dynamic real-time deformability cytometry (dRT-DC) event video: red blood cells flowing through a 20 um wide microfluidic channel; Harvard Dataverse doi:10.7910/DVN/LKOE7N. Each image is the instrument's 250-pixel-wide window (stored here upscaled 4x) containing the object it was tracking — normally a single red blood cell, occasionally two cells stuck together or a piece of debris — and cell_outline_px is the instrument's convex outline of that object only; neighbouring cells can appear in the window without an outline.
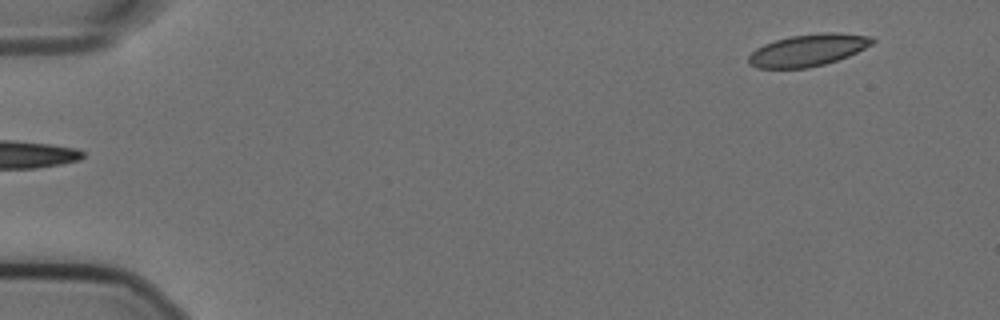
{"species": "Egyptian fruit bat (a non-hibernating species)", "species_latin": "Rousettus aegyptiacus", "temperature_condition": "cold", "stored_images_in_passage": 40, "camera_frame_rate_fps": 3000, "um_per_image_px": 0.085, "animal": {"sex": "female"}, "frame": {"image": 1, "passage_image": 1, "time_ms": 0.0, "image_size_px": [1000, 320], "cell_outline_px": [[876, 40], [872, 44], [848, 56], [824, 64], [808, 68], [756, 68], [748, 64], [748, 56], [756, 48], [764, 44], [776, 40], [792, 36], [824, 32], [836, 32], [872, 36]], "centroid_in_image_um": [68.67, 4.26], "position_along_channel_um": 16.3, "area_um2": 23.0}}
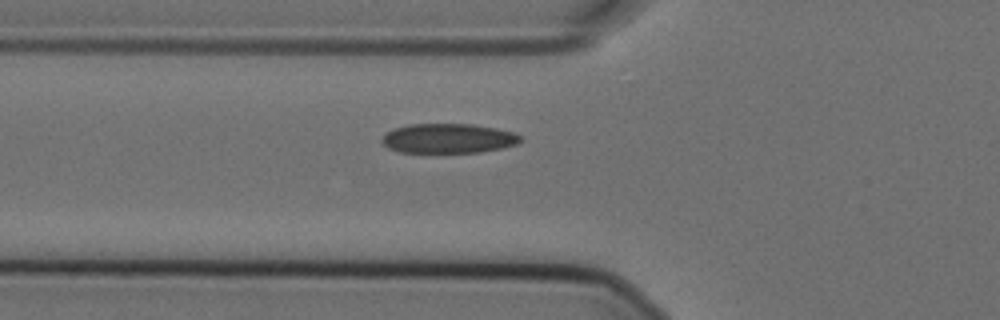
{"frame": {"image": 2, "passage_image": 17, "time_ms": 5.333, "image_size_px": [1000, 320], "cell_outline_px": [[520, 140], [516, 144], [500, 148], [480, 152], [400, 152], [388, 148], [380, 140], [392, 128], [408, 124], [472, 124], [496, 128], [516, 132], [520, 136]], "centroid_in_image_um": [38.09, 11.75], "position_along_channel_um": 87.7, "area_um2": 23.81}}
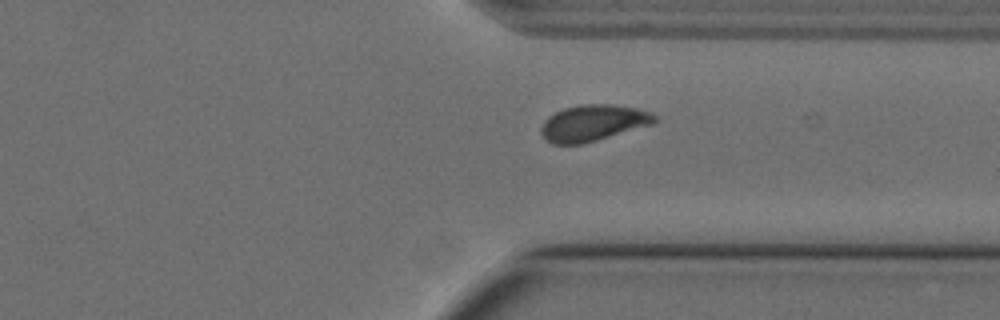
{"frame": {"image": 3, "passage_image": 40, "time_ms": 13.0, "image_size_px": [1000, 320], "cell_outline_px": [[656, 124], [584, 144], [552, 144], [540, 132], [540, 128], [544, 120], [548, 116], [564, 108], [580, 104], [612, 104], [636, 108], [648, 112], [656, 116]], "centroid_in_image_um": [50.43, 10.46], "position_along_channel_um": 361.0, "area_um2": 24.22}}